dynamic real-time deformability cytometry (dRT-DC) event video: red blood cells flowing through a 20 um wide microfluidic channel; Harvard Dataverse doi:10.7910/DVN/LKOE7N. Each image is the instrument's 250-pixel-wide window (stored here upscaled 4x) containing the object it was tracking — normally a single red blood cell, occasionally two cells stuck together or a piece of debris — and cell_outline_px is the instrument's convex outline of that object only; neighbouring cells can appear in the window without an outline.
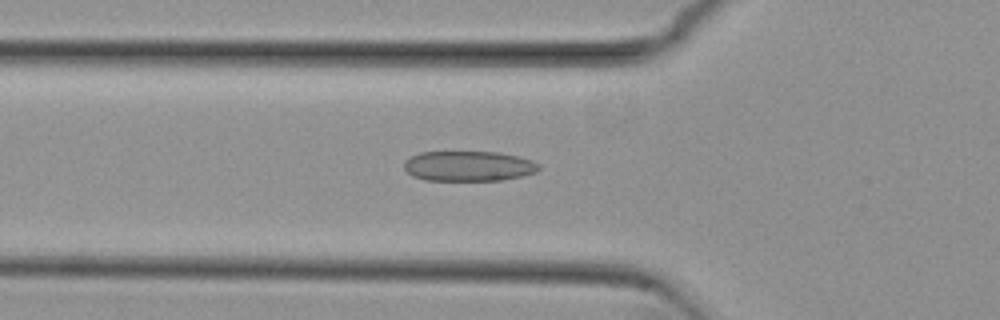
{"species": "common noctule bat (a hibernating species)", "species_latin": "Nyctalus noctula", "temperature_condition": "cold", "stored_images_in_passage": 52, "camera_frame_rate_fps": 3000, "um_per_image_px": 0.085, "animal": {"sex": "female", "body_mass_g": 29.2, "forearm_length_mm": 56.3}, "frame": {"image": 1, "passage_image": 17, "time_ms": 5.333, "image_size_px": [1000, 320], "cell_outline_px": [[540, 168], [536, 172], [524, 176], [504, 180], [424, 180], [412, 176], [404, 168], [404, 160], [420, 152], [496, 152], [516, 156], [532, 160], [540, 164]], "centroid_in_image_um": [39.84, 14.12], "position_along_channel_um": 86.0, "area_um2": 23.76}}
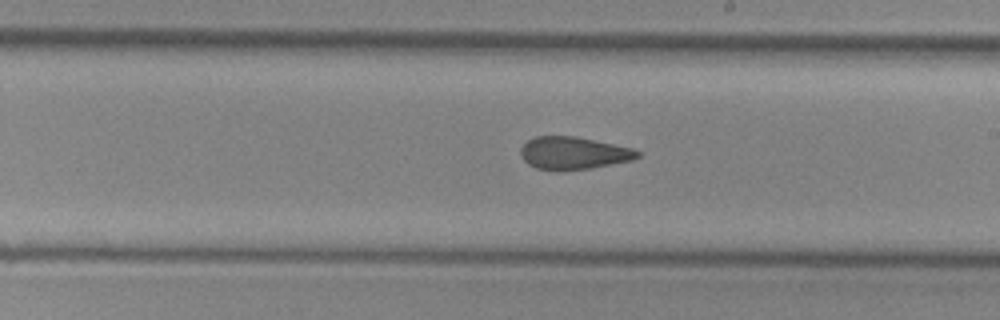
{"frame": {"image": 2, "passage_image": 29, "time_ms": 9.333, "image_size_px": [1000, 320], "cell_outline_px": [[640, 156], [632, 160], [592, 168], [560, 172], [556, 172], [536, 168], [528, 164], [524, 160], [520, 152], [520, 148], [528, 140], [536, 136], [576, 136], [632, 148], [640, 152]], "centroid_in_image_um": [48.72, 13.03], "position_along_channel_um": 240.3, "area_um2": 22.43}}
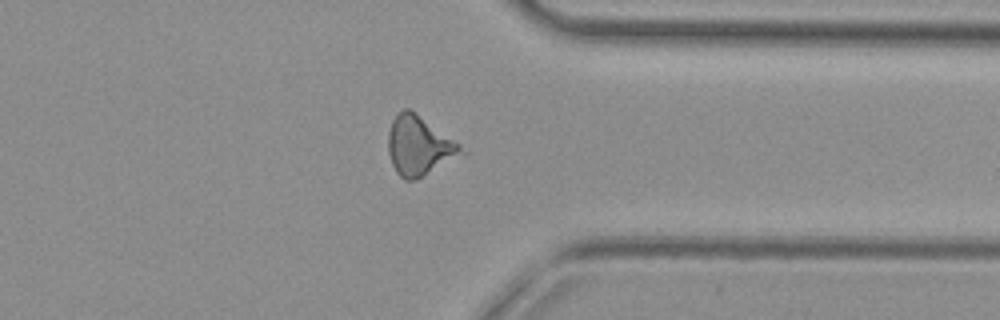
{"frame": {"image": 3, "passage_image": 40, "time_ms": 13.0, "image_size_px": [1000, 320], "cell_outline_px": [[468, 152], [416, 180], [404, 180], [396, 172], [392, 164], [388, 152], [388, 132], [392, 120], [404, 108], [408, 108], [460, 144]], "centroid_in_image_um": [35.62, 12.43], "position_along_channel_um": 375.8, "area_um2": 25.03}, "authors_computed_cell_mechanics": {"area_um2": 23.9292, "velocity_mm_per_s": 3.8339, "shape_relaxation_time_tau1_ms": null, "shape_relaxation_time_tau2_ms": 3.8174, "deformation_change_tau1": null, "deformation_change_tau2": 0.1349}}